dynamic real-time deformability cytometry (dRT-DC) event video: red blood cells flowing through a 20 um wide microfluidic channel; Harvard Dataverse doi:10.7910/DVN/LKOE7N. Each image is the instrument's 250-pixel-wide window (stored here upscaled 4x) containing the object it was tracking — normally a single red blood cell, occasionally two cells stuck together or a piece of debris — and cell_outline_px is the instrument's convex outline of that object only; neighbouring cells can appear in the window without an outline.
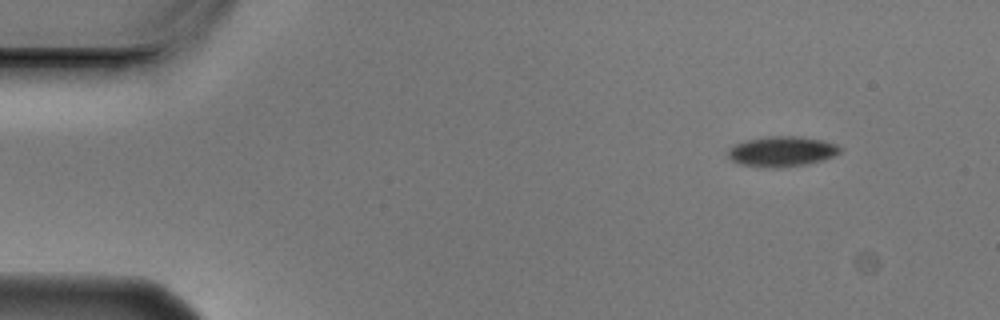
{"species": "Egyptian fruit bat (a non-hibernating species)", "species_latin": "Rousettus aegyptiacus", "temperature_condition": "cold", "stored_images_in_passage": 4, "segment_of_instrument_passage": [1, 2], "camera_frame_rate_fps": 3000, "um_per_image_px": 0.085, "animal": {"sex": "male"}, "frame": {"image": 1, "passage_image": 1, "time_ms": 0.0, "image_size_px": [1000, 320], "cell_outline_px": [[840, 152], [824, 160], [804, 164], [776, 168], [772, 168], [740, 164], [732, 160], [728, 156], [728, 152], [736, 144], [744, 140], [772, 136], [800, 136], [824, 140], [836, 144], [840, 148]], "centroid_in_image_um": [66.47, 12.86], "position_along_channel_um": 18.5, "area_um2": 19.54}}
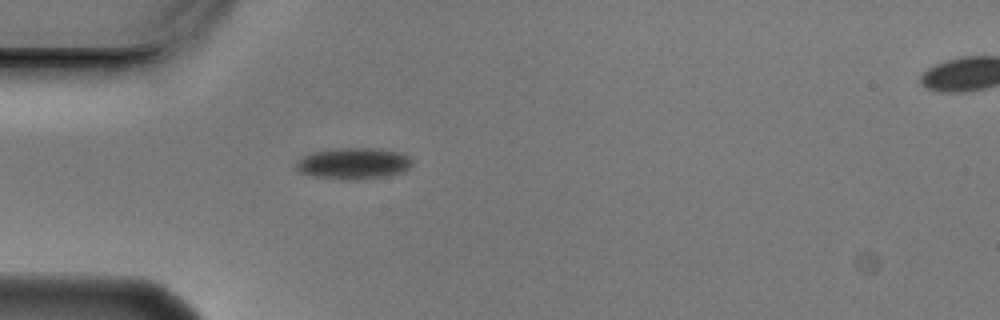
{"frame": {"image": 2, "passage_image": 3, "time_ms": 0.667, "image_size_px": [1000, 320], "cell_outline_px": [[412, 168], [388, 176], [360, 180], [348, 180], [312, 176], [300, 172], [296, 168], [296, 160], [312, 152], [336, 148], [372, 148], [396, 152], [408, 156], [412, 160]], "centroid_in_image_um": [30.04, 13.9], "position_along_channel_um": 55.0, "area_um2": 21.27}}